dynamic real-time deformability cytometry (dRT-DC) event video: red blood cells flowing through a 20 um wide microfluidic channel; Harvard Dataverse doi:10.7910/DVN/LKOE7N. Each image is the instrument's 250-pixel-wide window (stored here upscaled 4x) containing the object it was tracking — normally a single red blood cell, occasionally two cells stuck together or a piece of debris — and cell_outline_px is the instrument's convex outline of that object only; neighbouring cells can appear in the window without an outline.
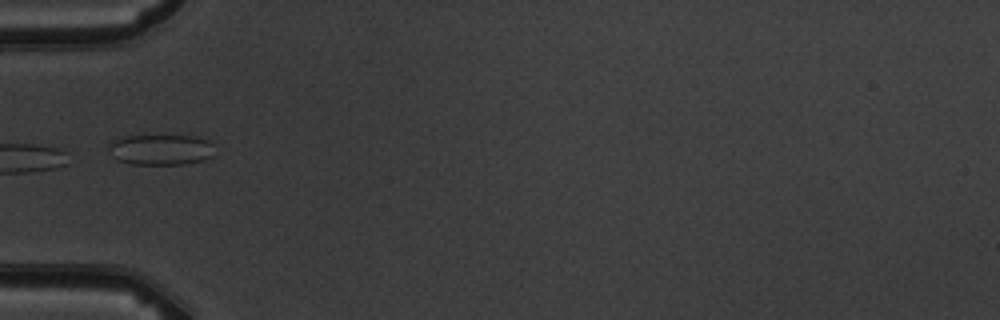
{"species": "common noctule bat (a hibernating species)", "species_latin": "Nyctalus noctula", "temperature_condition": "warm", "stored_images_in_passage": 7, "camera_frame_rate_fps": 3000, "um_per_image_px": 0.085, "animal": {"sex": "male", "body_mass_g": 19.5, "forearm_length_mm": 54.6}, "frame": {"image": 1, "passage_image": 5, "time_ms": 4.667, "image_size_px": [1000, 320], "cell_outline_px": [[212, 156], [204, 160], [184, 164], [128, 164], [116, 160], [108, 152], [108, 144], [112, 140], [128, 136], [196, 136], [208, 140], [212, 144]], "centroid_in_image_um": [13.62, 12.73], "position_along_channel_um": 71.4, "area_um2": 19.02}}
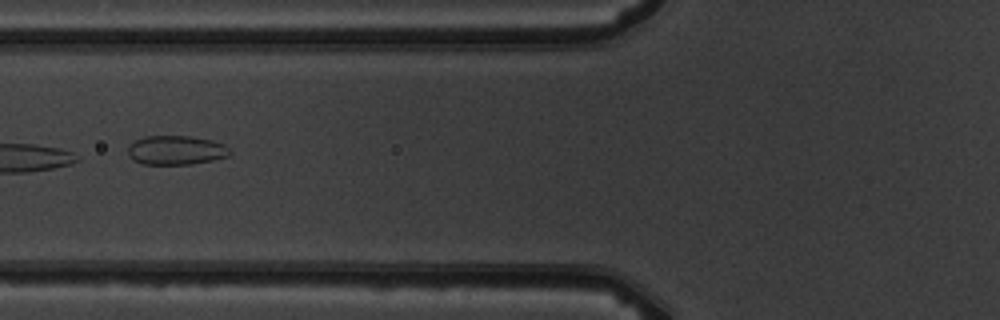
{"frame": {"image": 2, "passage_image": 6, "time_ms": 5.667, "image_size_px": [1000, 320], "cell_outline_px": [[232, 152], [228, 156], [212, 160], [192, 164], [144, 164], [132, 160], [128, 156], [128, 148], [136, 140], [144, 136], [192, 136], [212, 140], [224, 144], [232, 148]], "centroid_in_image_um": [15.0, 12.76], "position_along_channel_um": 110.8, "area_um2": 17.46}}
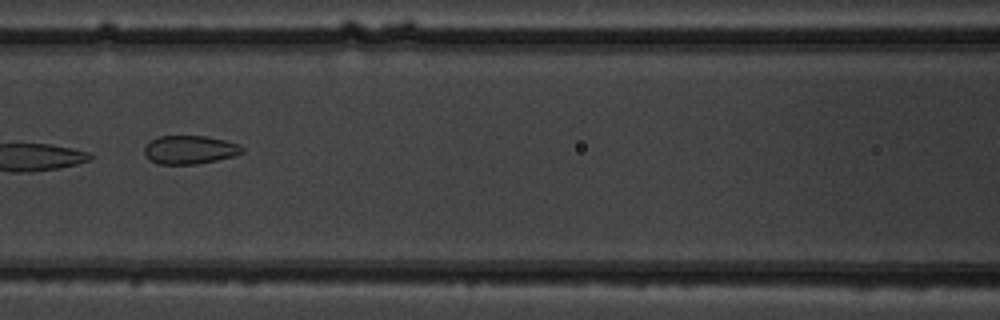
{"frame": {"image": 3, "passage_image": 7, "time_ms": 6.667, "image_size_px": [1000, 320], "cell_outline_px": [[244, 152], [232, 156], [216, 160], [196, 164], [160, 164], [148, 160], [144, 152], [144, 148], [152, 140], [160, 136], [208, 136], [240, 144], [244, 148]], "centroid_in_image_um": [16.14, 12.73], "position_along_channel_um": 150.5, "area_um2": 16.18}}